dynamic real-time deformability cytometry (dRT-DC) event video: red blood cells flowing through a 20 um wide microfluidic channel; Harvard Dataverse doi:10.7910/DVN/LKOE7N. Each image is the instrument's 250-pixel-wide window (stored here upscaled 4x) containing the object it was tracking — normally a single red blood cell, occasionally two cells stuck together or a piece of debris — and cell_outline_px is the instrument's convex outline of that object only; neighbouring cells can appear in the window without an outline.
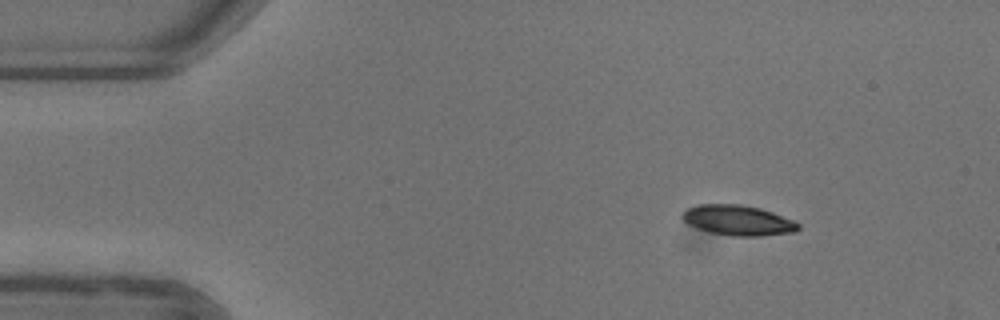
{"species": "common noctule bat (a hibernating species)", "species_latin": "Nyctalus noctula", "temperature_condition": "warm", "stored_images_in_passage": 46, "camera_frame_rate_fps": 3000, "um_per_image_px": 0.085, "animal": {"sex": "female"}, "frame": {"image": 1, "passage_image": 1, "time_ms": 0.0, "image_size_px": [1000, 320], "cell_outline_px": [[800, 228], [796, 232], [760, 236], [732, 236], [708, 232], [696, 228], [688, 224], [680, 216], [688, 208], [700, 204], [740, 204], [760, 208], [772, 212], [792, 220], [800, 224]], "centroid_in_image_um": [62.73, 18.73], "position_along_channel_um": 22.3, "area_um2": 20.46}}
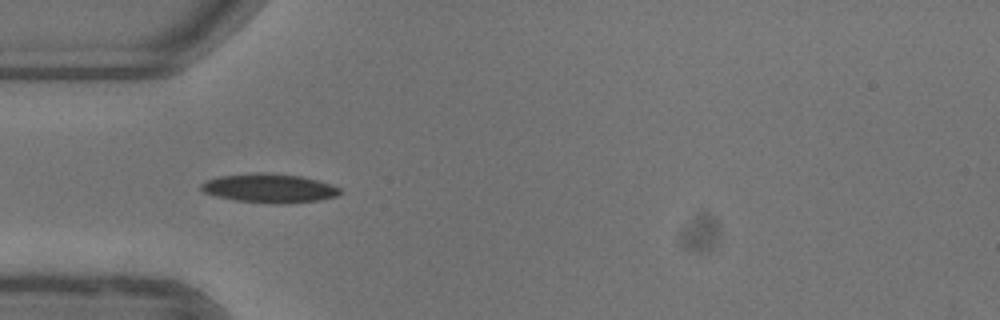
{"frame": {"image": 2, "passage_image": 10, "time_ms": 3.0, "image_size_px": [1000, 320], "cell_outline_px": [[340, 192], [336, 196], [320, 200], [280, 204], [272, 204], [236, 200], [216, 196], [204, 192], [200, 188], [200, 184], [208, 180], [220, 176], [256, 172], [268, 172], [300, 176], [332, 184], [340, 188]], "centroid_in_image_um": [22.89, 15.99], "position_along_channel_um": 62.1, "area_um2": 23.41}}
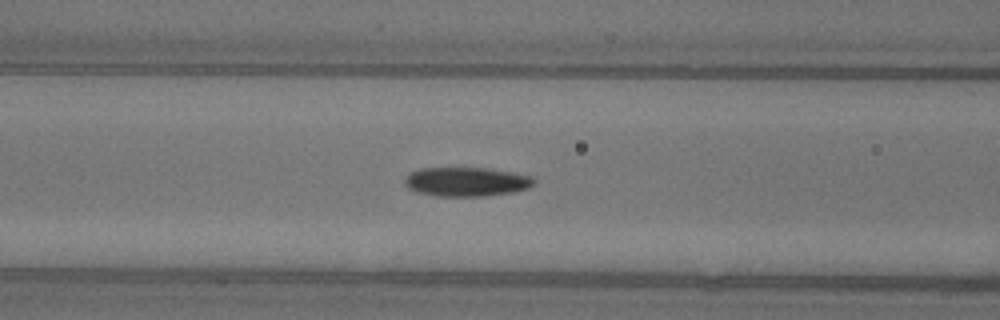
{"frame": {"image": 3, "passage_image": 15, "time_ms": 4.667, "image_size_px": [1000, 320], "cell_outline_px": [[536, 184], [528, 188], [512, 192], [488, 196], [436, 196], [420, 192], [408, 188], [404, 184], [404, 180], [412, 172], [420, 168], [488, 168], [528, 176], [536, 180]], "centroid_in_image_um": [39.65, 15.45], "position_along_channel_um": 127.0, "area_um2": 21.73}, "authors_computed_cell_mechanics": {"area_um2": 21.4149, "velocity_mm_per_s": 3.937, "shape_relaxation_time_tau1_ms": 4.4656, "shape_relaxation_time_tau2_ms": 6.3737, "deformation_change_tau1": 0.1435, "deformation_change_tau2": 0.0931}}